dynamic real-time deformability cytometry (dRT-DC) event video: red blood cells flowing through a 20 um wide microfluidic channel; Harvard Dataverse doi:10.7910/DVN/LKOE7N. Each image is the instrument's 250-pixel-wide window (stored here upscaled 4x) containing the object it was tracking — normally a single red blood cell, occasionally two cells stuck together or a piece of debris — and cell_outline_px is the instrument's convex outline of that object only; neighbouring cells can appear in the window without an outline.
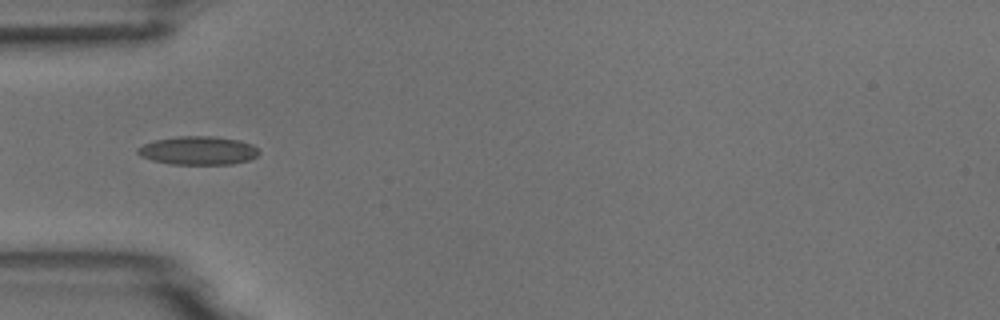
{"species": "common noctule bat (a hibernating species)", "species_latin": "Nyctalus noctula", "temperature_condition": "room temperature", "stored_images_in_passage": 7, "camera_frame_rate_fps": 3000, "um_per_image_px": 0.085, "animal": {"sex": "male", "body_mass_g": 18.8}, "frame": {"image": 1, "passage_image": 5, "time_ms": 4.667, "image_size_px": [1000, 320], "cell_outline_px": [[260, 152], [256, 156], [248, 160], [232, 164], [172, 164], [152, 160], [140, 156], [136, 152], [136, 148], [144, 144], [156, 140], [176, 136], [212, 136], [240, 140], [252, 144]], "centroid_in_image_um": [16.83, 12.79], "position_along_channel_um": 68.2, "area_um2": 20.11}}